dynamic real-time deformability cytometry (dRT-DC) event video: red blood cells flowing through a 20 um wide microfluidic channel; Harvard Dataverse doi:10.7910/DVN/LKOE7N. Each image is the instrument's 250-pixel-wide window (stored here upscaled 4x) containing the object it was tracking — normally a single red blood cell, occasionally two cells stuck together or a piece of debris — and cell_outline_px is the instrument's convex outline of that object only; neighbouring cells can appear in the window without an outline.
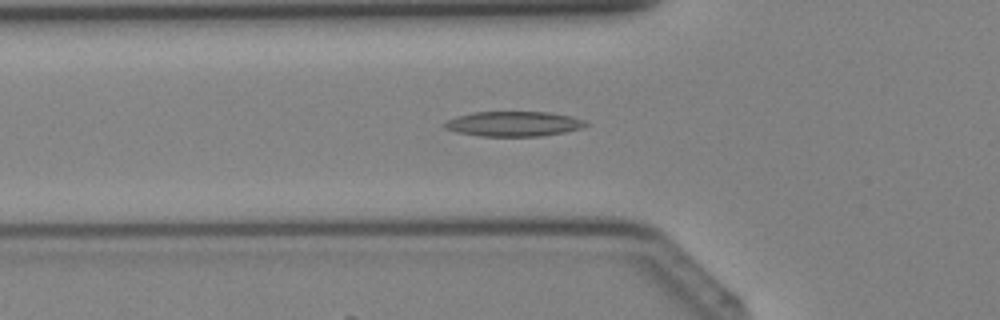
{"species": "Egyptian fruit bat (a non-hibernating species)", "species_latin": "Rousettus aegyptiacus", "temperature_condition": "cold", "stored_images_in_passage": 39, "segment_of_instrument_passage": [1, 2], "camera_frame_rate_fps": 3000, "um_per_image_px": 0.085, "animal": {"sex": "female"}, "frame": {"image": 1, "passage_image": 12, "time_ms": 3.667, "image_size_px": [1000, 320], "cell_outline_px": [[588, 124], [580, 128], [564, 132], [540, 136], [480, 136], [456, 132], [444, 128], [440, 124], [456, 116], [472, 112], [548, 112], [572, 116], [584, 120]], "centroid_in_image_um": [43.6, 10.52], "position_along_channel_um": 82.2, "area_um2": 20.58}}
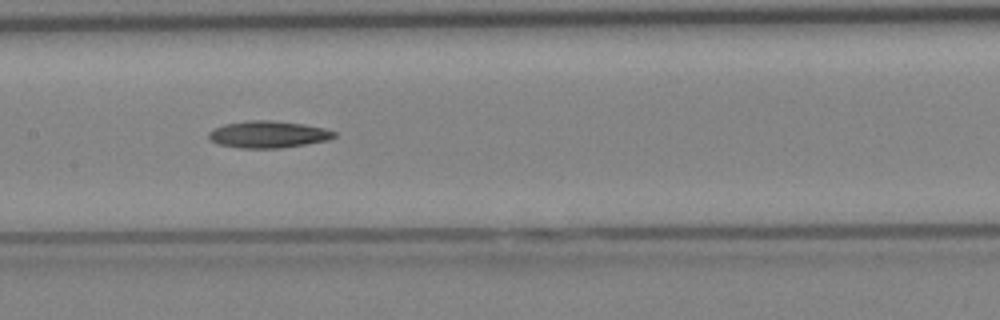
{"frame": {"image": 2, "passage_image": 18, "time_ms": 5.667, "image_size_px": [1000, 320], "cell_outline_px": [[336, 136], [328, 140], [308, 144], [280, 148], [240, 148], [220, 144], [212, 140], [208, 136], [208, 132], [224, 124], [248, 120], [272, 120], [304, 124], [324, 128], [336, 132]], "centroid_in_image_um": [22.83, 11.42], "position_along_channel_um": 184.6, "area_um2": 19.65}}
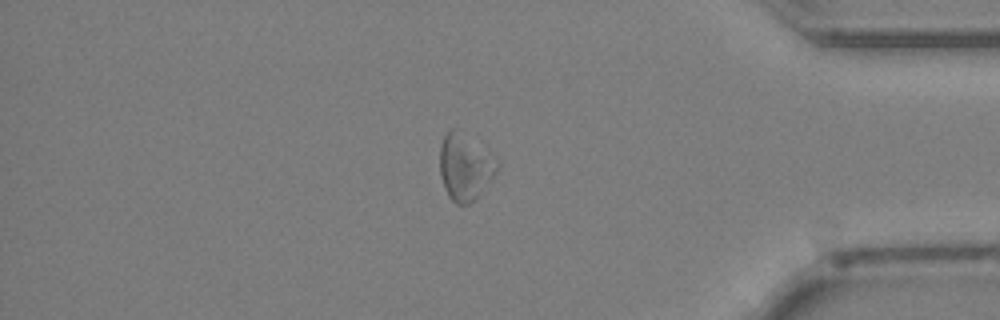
{"frame": {"image": 3, "passage_image": 32, "time_ms": 10.333, "image_size_px": [1000, 320], "cell_outline_px": [[500, 164], [496, 172], [476, 200], [468, 204], [456, 204], [448, 196], [444, 188], [440, 176], [440, 144], [444, 136], [452, 128], [456, 128], [496, 156]], "centroid_in_image_um": [39.54, 14.2], "position_along_channel_um": 395.7, "area_um2": 22.43}}